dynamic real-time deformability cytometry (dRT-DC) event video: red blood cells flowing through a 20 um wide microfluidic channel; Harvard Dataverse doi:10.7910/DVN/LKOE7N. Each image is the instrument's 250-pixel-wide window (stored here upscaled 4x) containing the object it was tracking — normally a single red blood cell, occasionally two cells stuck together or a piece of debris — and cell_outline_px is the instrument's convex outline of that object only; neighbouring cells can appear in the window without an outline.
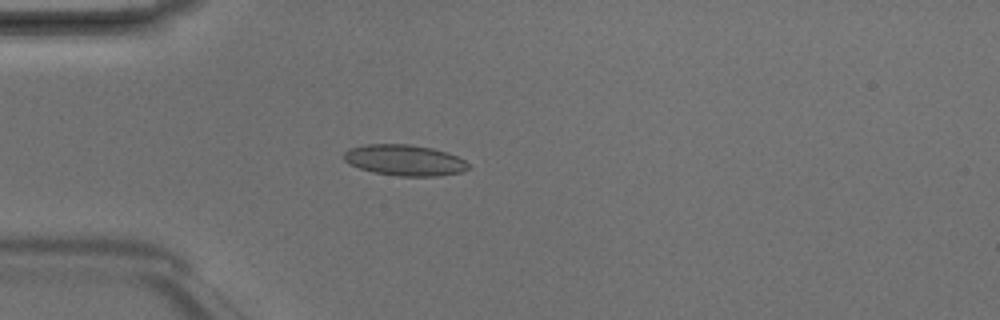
{"species": "Egyptian fruit bat (a non-hibernating species)", "species_latin": "Rousettus aegyptiacus", "temperature_condition": "room temperature", "stored_images_in_passage": 4, "camera_frame_rate_fps": 3000, "um_per_image_px": 0.085, "animal": {"sex": "male"}, "frame": {"image": 1, "passage_image": 4, "time_ms": 1.0, "image_size_px": [1000, 320], "cell_outline_px": [[468, 168], [460, 172], [440, 176], [400, 176], [372, 172], [348, 164], [344, 160], [344, 152], [348, 148], [368, 144], [408, 144], [432, 148], [448, 152], [464, 160], [468, 164]], "centroid_in_image_um": [34.36, 13.61], "position_along_channel_um": 50.6, "area_um2": 22.43}}